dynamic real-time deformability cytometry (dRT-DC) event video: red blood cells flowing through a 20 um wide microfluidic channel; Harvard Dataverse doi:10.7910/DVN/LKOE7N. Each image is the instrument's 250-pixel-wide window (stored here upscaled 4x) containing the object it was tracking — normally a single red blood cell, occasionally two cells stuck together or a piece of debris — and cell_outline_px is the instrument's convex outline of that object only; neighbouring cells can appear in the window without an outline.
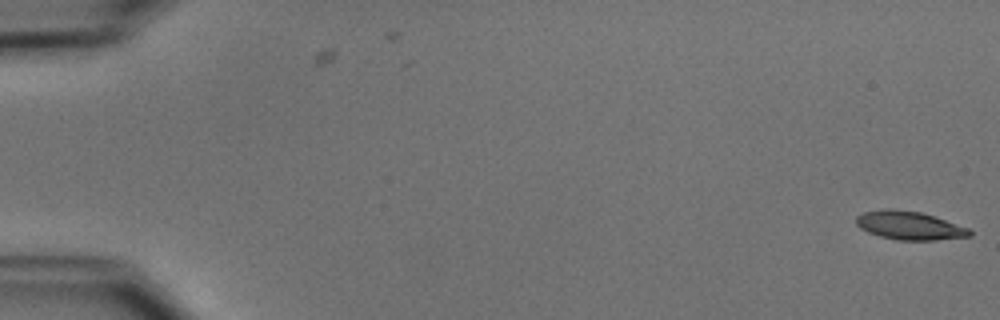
{"species": "common noctule bat (a hibernating species)", "species_latin": "Nyctalus noctula", "temperature_condition": "cold", "stored_images_in_passage": 3, "camera_frame_rate_fps": 3000, "um_per_image_px": 0.085, "animal": {"sex": "male", "body_mass_g": 15.6}, "frame": {"image": 1, "passage_image": 3, "time_ms": 0.667, "image_size_px": [1000, 320], "cell_outline_px": [[972, 236], [936, 240], [896, 240], [880, 236], [868, 232], [860, 228], [856, 224], [856, 216], [864, 212], [884, 208], [892, 208], [920, 212], [968, 228], [972, 232]], "centroid_in_image_um": [77.26, 19.17], "position_along_channel_um": 7.7, "area_um2": 18.73}}